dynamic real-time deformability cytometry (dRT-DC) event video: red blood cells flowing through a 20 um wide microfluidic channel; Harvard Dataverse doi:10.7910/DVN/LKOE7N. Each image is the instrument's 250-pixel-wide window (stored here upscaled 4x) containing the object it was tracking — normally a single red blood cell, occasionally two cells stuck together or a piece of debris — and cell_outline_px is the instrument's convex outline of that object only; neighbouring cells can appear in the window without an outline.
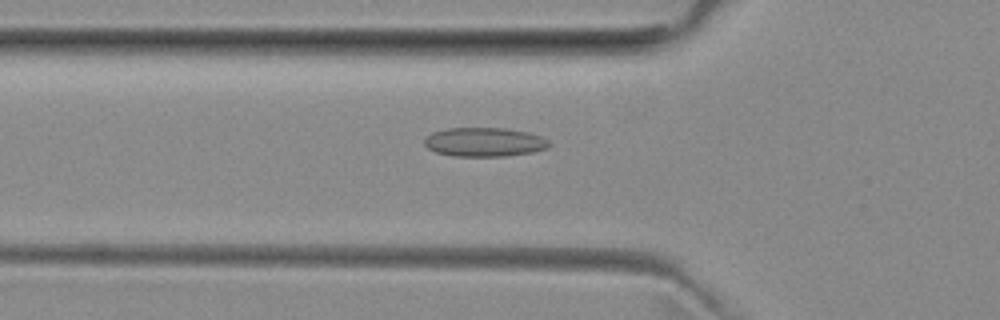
{"species": "common noctule bat (a hibernating species)", "species_latin": "Nyctalus noctula", "temperature_condition": "room temperature", "stored_images_in_passage": 51, "camera_frame_rate_fps": 3000, "um_per_image_px": 0.085, "animal": {"sex": "female", "body_mass_g": 29.2, "forearm_length_mm": 56.3}, "frame": {"image": 1, "passage_image": 17, "time_ms": 5.333, "image_size_px": [1000, 320], "cell_outline_px": [[552, 144], [548, 148], [532, 152], [504, 156], [452, 156], [436, 152], [428, 148], [424, 144], [424, 140], [432, 132], [448, 128], [504, 128], [528, 132], [540, 136], [548, 140]], "centroid_in_image_um": [41.18, 12.07], "position_along_channel_um": 84.6, "area_um2": 21.1}}
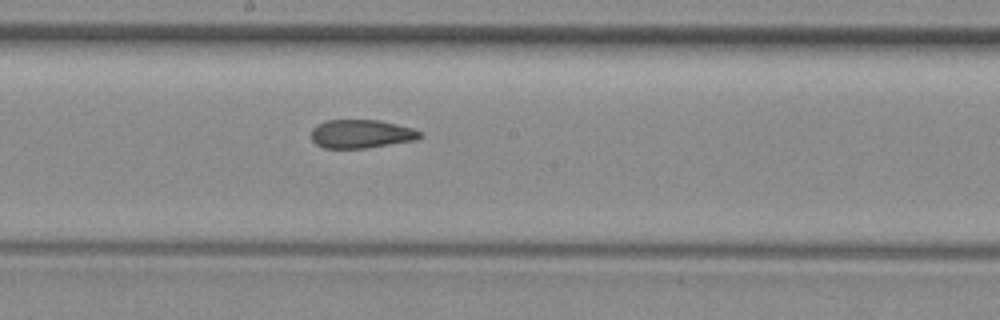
{"frame": {"image": 2, "passage_image": 27, "time_ms": 8.667, "image_size_px": [1000, 320], "cell_outline_px": [[424, 136], [416, 140], [364, 148], [324, 148], [316, 144], [312, 140], [312, 128], [316, 124], [324, 120], [380, 120], [412, 128], [424, 132]], "centroid_in_image_um": [30.72, 11.37], "position_along_channel_um": 217.5, "area_um2": 18.21}}
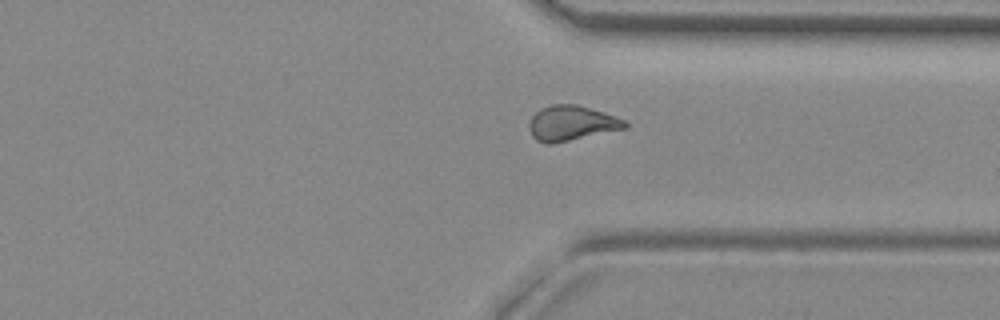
{"frame": {"image": 3, "passage_image": 38, "time_ms": 12.333, "image_size_px": [1000, 320], "cell_outline_px": [[628, 128], [552, 144], [548, 144], [536, 140], [532, 136], [528, 128], [528, 124], [532, 116], [540, 108], [552, 104], [576, 104], [616, 116], [624, 120], [628, 124]], "centroid_in_image_um": [48.56, 10.47], "position_along_channel_um": 362.8, "area_um2": 19.65}, "authors_computed_cell_mechanics": {"area_um2": 19.5942, "velocity_mm_per_s": 3.9725, "shape_relaxation_time_tau1_ms": null, "shape_relaxation_time_tau2_ms": 1.6864, "deformation_change_tau1": null, "deformation_change_tau2": 0.0867}}